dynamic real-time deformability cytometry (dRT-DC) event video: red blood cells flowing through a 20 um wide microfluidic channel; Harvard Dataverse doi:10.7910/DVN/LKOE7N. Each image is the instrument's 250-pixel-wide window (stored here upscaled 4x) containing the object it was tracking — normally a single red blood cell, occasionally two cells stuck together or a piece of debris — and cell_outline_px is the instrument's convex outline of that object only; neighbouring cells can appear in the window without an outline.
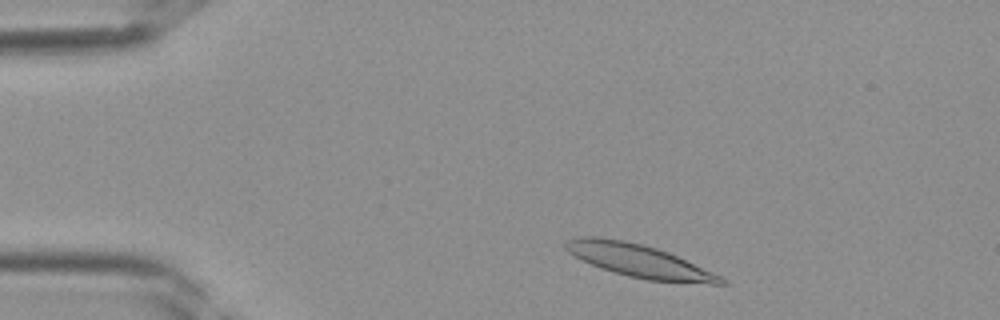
{"species": "Egyptian fruit bat (a non-hibernating species)", "species_latin": "Rousettus aegyptiacus", "temperature_condition": "room temperature", "stored_images_in_passage": 34, "camera_frame_rate_fps": 3000, "um_per_image_px": 0.085, "frame": {"image": 1, "passage_image": 2, "time_ms": 0.333, "image_size_px": [1000, 320], "cell_outline_px": [[728, 284], [712, 284], [648, 280], [628, 276], [600, 268], [568, 252], [564, 248], [564, 240], [576, 236], [596, 236], [624, 240], [644, 244], [668, 252], [712, 272], [728, 280]], "centroid_in_image_um": [54.29, 22.15], "position_along_channel_um": 30.7, "area_um2": 29.71}}
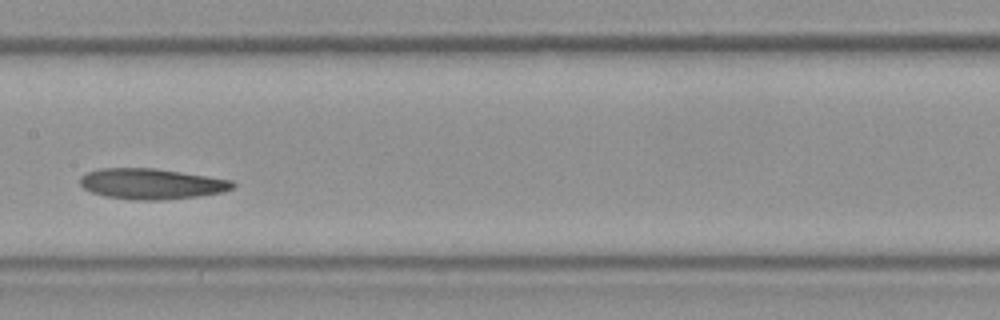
{"frame": {"image": 2, "passage_image": 15, "time_ms": 4.667, "image_size_px": [1000, 320], "cell_outline_px": [[236, 184], [232, 188], [224, 192], [196, 196], [164, 200], [136, 200], [104, 196], [92, 192], [84, 188], [80, 184], [80, 176], [88, 172], [100, 168], [156, 168], [232, 180]], "centroid_in_image_um": [12.87, 15.62], "position_along_channel_um": 194.5, "area_um2": 27.22}}
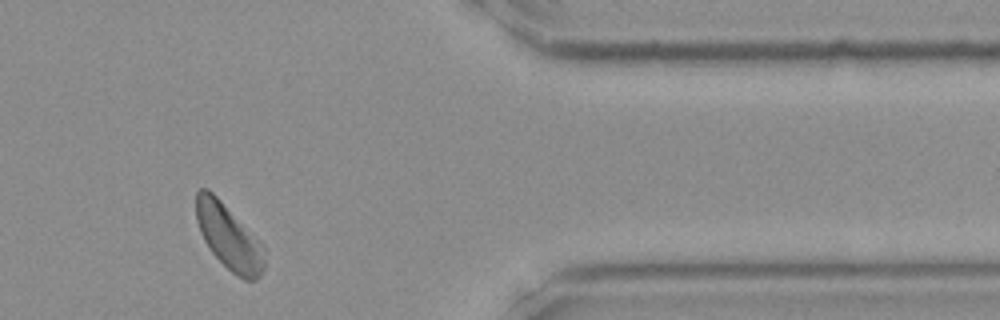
{"frame": {"image": 3, "passage_image": 28, "time_ms": 9.0, "image_size_px": [1000, 320], "cell_outline_px": [[268, 248], [264, 268], [260, 276], [256, 280], [244, 280], [236, 276], [212, 252], [204, 240], [200, 232], [196, 220], [196, 192], [200, 188], [208, 188]], "centroid_in_image_um": [19.5, 20.16], "position_along_channel_um": 391.9, "area_um2": 26.18}}